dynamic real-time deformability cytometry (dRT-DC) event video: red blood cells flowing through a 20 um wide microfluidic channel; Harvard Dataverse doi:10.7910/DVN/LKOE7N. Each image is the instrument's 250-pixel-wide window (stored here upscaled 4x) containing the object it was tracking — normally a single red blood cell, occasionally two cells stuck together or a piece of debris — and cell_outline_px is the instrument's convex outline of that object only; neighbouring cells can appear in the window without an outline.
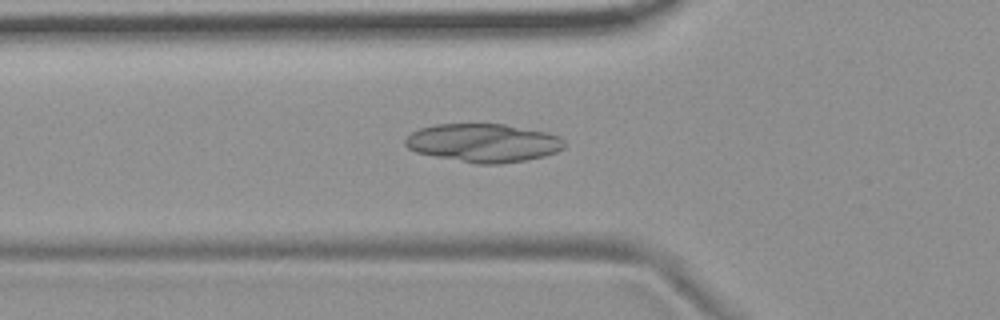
{"species": "common noctule bat (a hibernating species)", "species_latin": "Nyctalus noctula", "temperature_condition": "room temperature", "stored_images_in_passage": 53, "camera_frame_rate_fps": 3000, "um_per_image_px": 0.085, "animal": {"sex": "female", "body_mass_g": 19.9}, "frame": {"image": 1, "passage_image": 18, "time_ms": 5.667, "image_size_px": [1000, 320], "cell_outline_px": [[564, 148], [556, 152], [544, 156], [524, 160], [500, 164], [476, 164], [416, 152], [408, 148], [404, 144], [404, 140], [412, 132], [420, 128], [436, 124], [504, 124], [548, 132], [560, 136], [564, 140]], "centroid_in_image_um": [41.1, 12.14], "position_along_channel_um": 84.7, "area_um2": 35.6}}
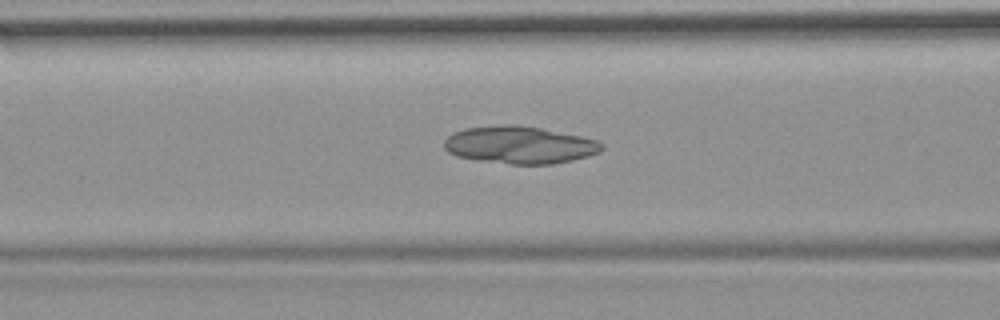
{"frame": {"image": 2, "passage_image": 21, "time_ms": 6.667, "image_size_px": [1000, 320], "cell_outline_px": [[604, 148], [600, 152], [588, 156], [572, 160], [552, 164], [512, 164], [480, 160], [456, 156], [448, 152], [444, 148], [444, 140], [452, 132], [464, 128], [504, 124], [516, 124], [540, 128], [580, 136], [596, 140], [604, 144]], "centroid_in_image_um": [44.15, 12.31], "position_along_channel_um": 122.5, "area_um2": 34.39}}
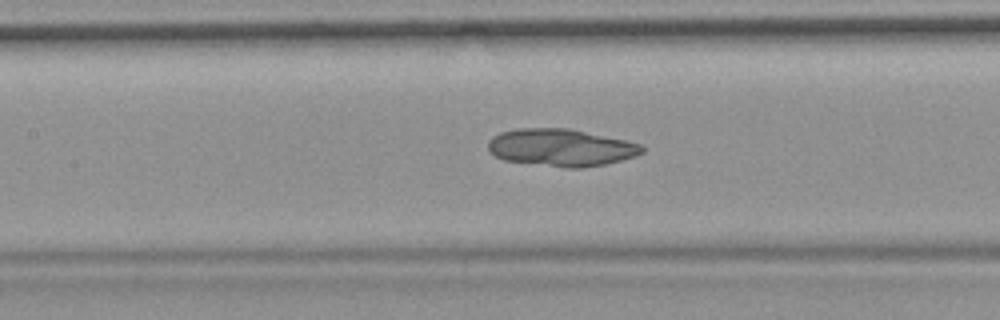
{"frame": {"image": 3, "passage_image": 24, "time_ms": 7.667, "image_size_px": [1000, 320], "cell_outline_px": [[644, 152], [636, 156], [604, 164], [584, 168], [568, 168], [504, 160], [496, 156], [488, 148], [488, 140], [492, 136], [500, 132], [516, 128], [568, 128], [624, 140], [640, 144], [644, 148]], "centroid_in_image_um": [47.67, 12.54], "position_along_channel_um": 159.7, "area_um2": 33.35}}